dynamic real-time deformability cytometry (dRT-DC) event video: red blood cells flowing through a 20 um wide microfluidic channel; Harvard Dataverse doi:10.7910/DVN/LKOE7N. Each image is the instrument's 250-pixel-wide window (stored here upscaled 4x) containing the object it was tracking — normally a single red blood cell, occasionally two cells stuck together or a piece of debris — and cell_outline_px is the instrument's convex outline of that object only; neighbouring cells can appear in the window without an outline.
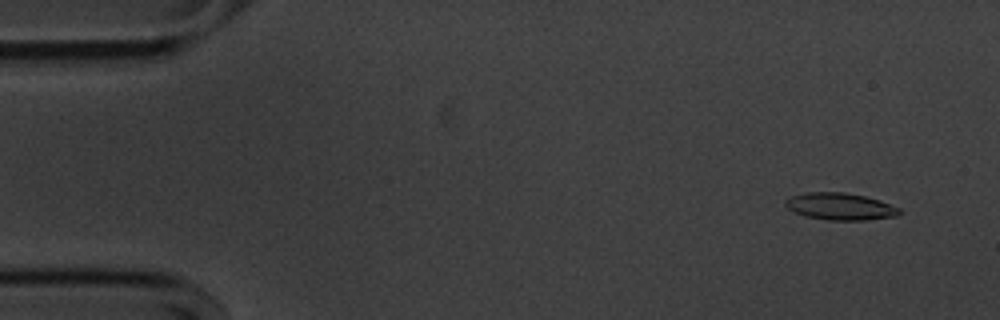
{"species": "common noctule bat (a hibernating species)", "species_latin": "Nyctalus noctula", "temperature_condition": "cold", "stored_images_in_passage": 54, "segment_of_instrument_passage": [1, 2], "camera_frame_rate_fps": 3000, "um_per_image_px": 0.085, "animal": {"sex": "male", "body_mass_g": 20.1, "forearm_length_mm": 53.5}, "frame": {"image": 1, "passage_image": 4, "time_ms": 1.0, "image_size_px": [1000, 320], "cell_outline_px": [[900, 212], [896, 216], [864, 220], [828, 220], [804, 216], [792, 212], [784, 204], [784, 200], [792, 196], [804, 192], [844, 192], [864, 196], [880, 200], [900, 208]], "centroid_in_image_um": [71.37, 17.55], "position_along_channel_um": 13.6, "area_um2": 18.03}}
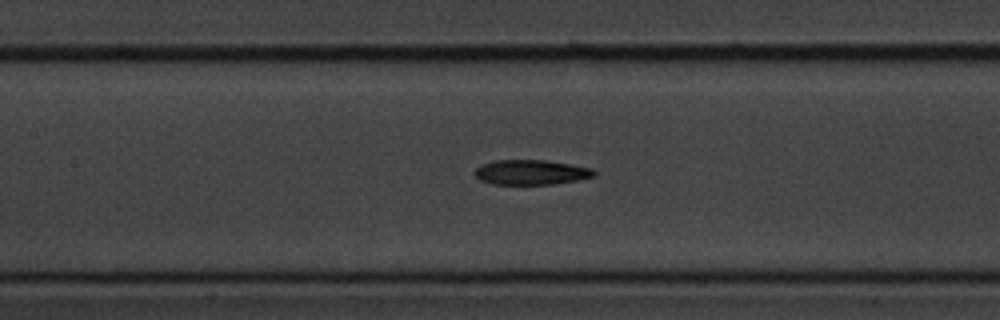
{"frame": {"image": 2, "passage_image": 25, "time_ms": 8.0, "image_size_px": [1000, 320], "cell_outline_px": [[596, 176], [556, 184], [492, 184], [480, 180], [472, 172], [480, 164], [496, 160], [544, 160], [592, 168], [596, 172]], "centroid_in_image_um": [45.11, 14.64], "position_along_channel_um": 162.3, "area_um2": 17.34}}
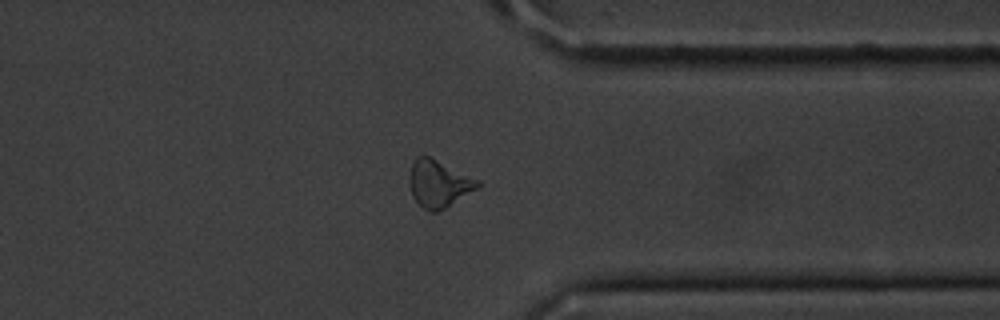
{"frame": {"image": 3, "passage_image": 43, "time_ms": 14.0, "image_size_px": [1000, 320], "cell_outline_px": [[480, 188], [444, 208], [436, 212], [428, 212], [412, 196], [408, 180], [408, 176], [412, 164], [416, 156], [428, 156], [480, 180]], "centroid_in_image_um": [37.29, 15.61], "position_along_channel_um": 374.1, "area_um2": 18.73}}